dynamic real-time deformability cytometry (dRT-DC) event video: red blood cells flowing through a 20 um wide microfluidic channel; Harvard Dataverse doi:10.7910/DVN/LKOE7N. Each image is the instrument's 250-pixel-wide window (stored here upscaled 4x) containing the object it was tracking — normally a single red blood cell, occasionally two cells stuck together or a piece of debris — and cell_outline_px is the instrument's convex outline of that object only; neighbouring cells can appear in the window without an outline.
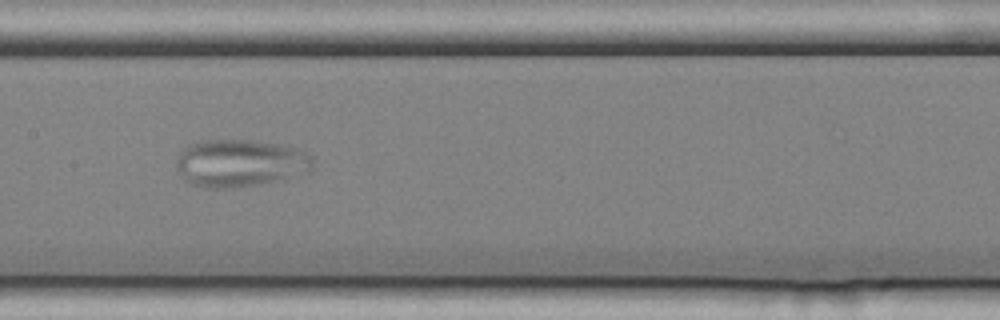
{"species": "common noctule bat (a hibernating species)", "species_latin": "Nyctalus noctula", "temperature_condition": "cold", "stored_images_in_passage": 52, "camera_frame_rate_fps": 3000, "um_per_image_px": 0.085, "animal": {"sex": "female", "body_mass_g": 25.1}, "frame": {"image": 1, "passage_image": 25, "time_ms": 8.0, "image_size_px": [1000, 320], "cell_outline_px": [[312, 168], [308, 172], [284, 180], [236, 188], [208, 188], [184, 180], [180, 176], [176, 168], [176, 160], [180, 152], [188, 144], [200, 140], [252, 140], [280, 144], [296, 148], [304, 152], [312, 160]], "centroid_in_image_um": [20.38, 13.87], "position_along_channel_um": 187.0, "area_um2": 38.03}}
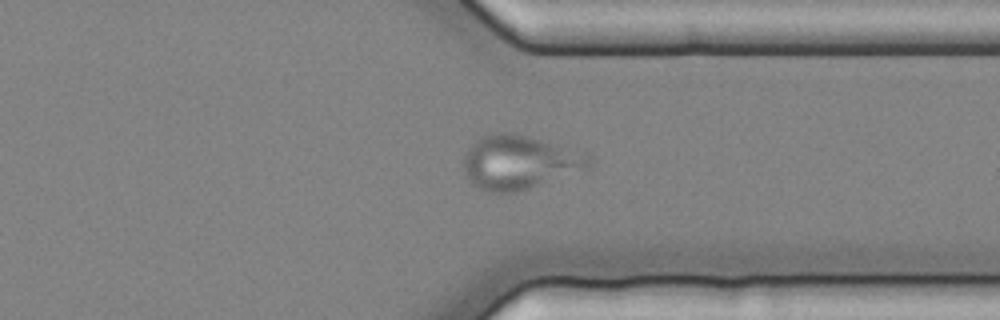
{"frame": {"image": 2, "passage_image": 40, "time_ms": 13.0, "image_size_px": [1000, 320], "cell_outline_px": [[592, 168], [516, 192], [488, 192], [472, 184], [468, 180], [464, 168], [464, 156], [468, 148], [480, 136], [488, 132], [512, 132], [528, 136], [588, 152], [592, 156]], "centroid_in_image_um": [44.2, 13.77], "position_along_channel_um": 367.2, "area_um2": 40.0}}
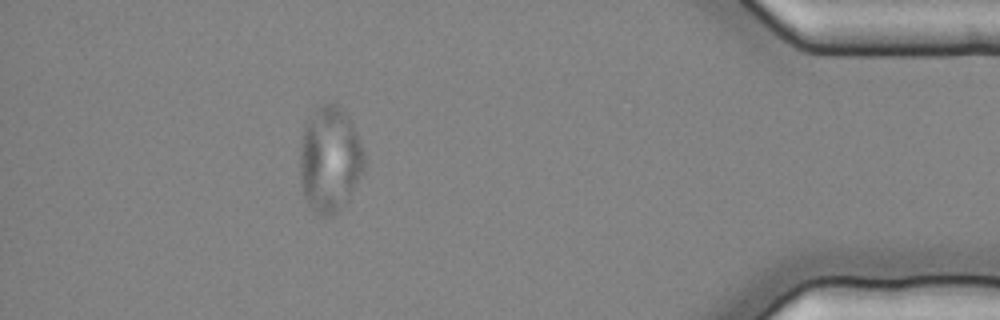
{"frame": {"image": 3, "passage_image": 47, "time_ms": 15.333, "image_size_px": [1000, 320], "cell_outline_px": [[364, 172], [348, 200], [332, 216], [320, 216], [308, 204], [304, 196], [300, 180], [300, 144], [304, 128], [308, 120], [316, 108], [320, 104], [332, 100], [348, 116], [352, 124], [364, 152]], "centroid_in_image_um": [28.03, 13.55], "position_along_channel_um": 407.2, "area_um2": 39.77}}